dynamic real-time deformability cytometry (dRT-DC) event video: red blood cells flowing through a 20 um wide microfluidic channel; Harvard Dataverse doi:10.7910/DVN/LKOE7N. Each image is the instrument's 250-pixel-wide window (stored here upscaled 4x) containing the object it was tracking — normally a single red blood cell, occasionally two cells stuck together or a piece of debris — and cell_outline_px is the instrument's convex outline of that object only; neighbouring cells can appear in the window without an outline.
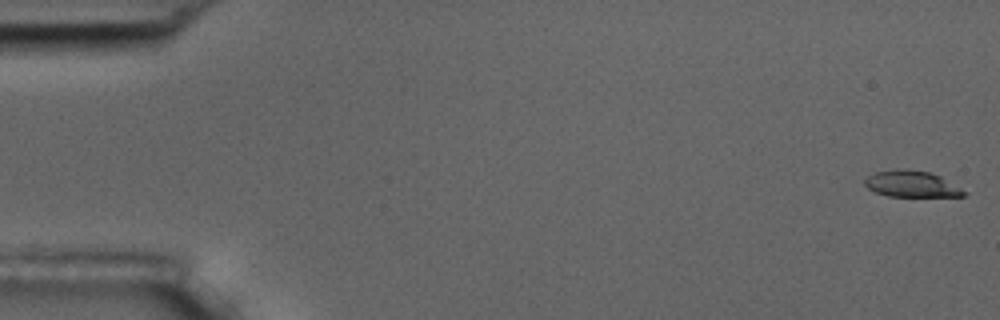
{"species": "common noctule bat (a hibernating species)", "species_latin": "Nyctalus noctula", "temperature_condition": "room temperature", "stored_images_in_passage": 6, "camera_frame_rate_fps": 3000, "um_per_image_px": 0.085, "animal": {"sex": "male", "body_mass_g": 17.5, "forearm_length_mm": 52.3}, "frame": {"image": 1, "passage_image": 1, "time_ms": 0.0, "image_size_px": [1000, 320], "cell_outline_px": [[968, 192], [964, 196], [888, 196], [876, 192], [868, 188], [864, 184], [864, 180], [868, 176], [876, 172], [896, 168], [900, 168], [928, 172], [940, 176]], "centroid_in_image_um": [77.47, 15.63], "position_along_channel_um": 7.5, "area_um2": 15.09}}
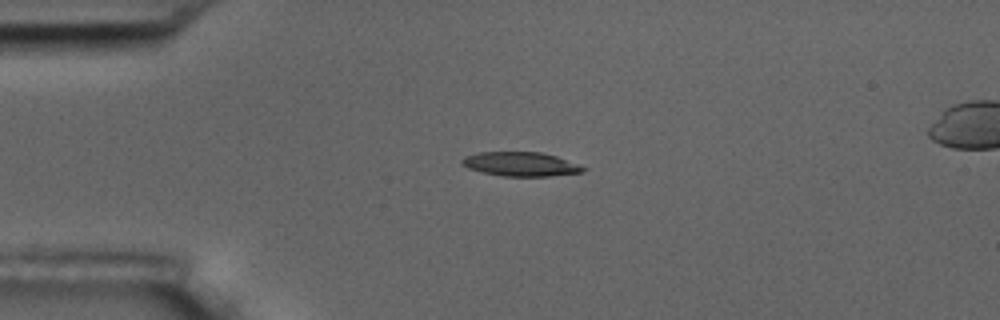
{"frame": {"image": 2, "passage_image": 4, "time_ms": 4.333, "image_size_px": [1000, 320], "cell_outline_px": [[588, 168], [584, 172], [548, 176], [504, 176], [484, 172], [468, 168], [460, 164], [460, 160], [464, 156], [480, 152], [540, 152], [556, 156]], "centroid_in_image_um": [44.25, 13.94], "position_along_channel_um": 40.8, "area_um2": 16.99}}